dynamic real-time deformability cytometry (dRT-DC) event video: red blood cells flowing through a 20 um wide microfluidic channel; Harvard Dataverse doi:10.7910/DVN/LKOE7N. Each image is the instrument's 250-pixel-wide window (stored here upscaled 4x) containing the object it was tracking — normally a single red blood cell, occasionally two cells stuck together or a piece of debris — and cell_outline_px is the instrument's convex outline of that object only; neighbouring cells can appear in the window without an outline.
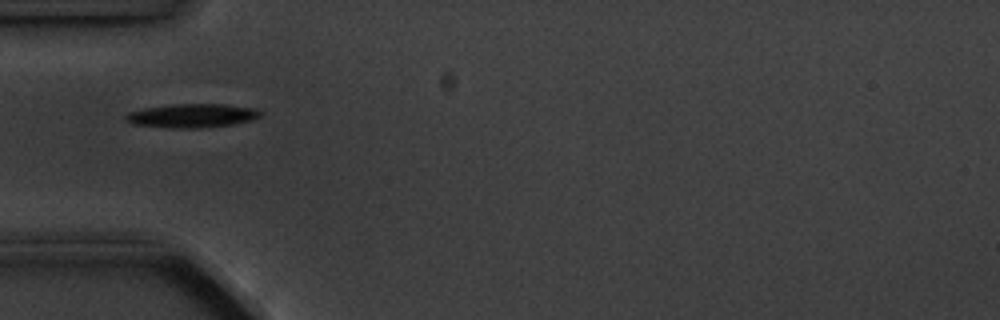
{"species": "common noctule bat (a hibernating species)", "species_latin": "Nyctalus noctula", "temperature_condition": "cold", "stored_images_in_passage": 3, "camera_frame_rate_fps": 3000, "um_per_image_px": 0.085, "animal": {"sex": "male", "body_mass_g": 20.1, "forearm_length_mm": 53.5}, "frame": {"image": 1, "passage_image": 1, "time_ms": 0.0, "image_size_px": [1000, 320], "cell_outline_px": [[264, 112], [260, 116], [252, 120], [232, 124], [196, 128], [172, 128], [132, 124], [124, 120], [124, 116], [128, 112], [144, 108], [168, 104], [224, 104], [256, 108]], "centroid_in_image_um": [16.31, 9.82], "position_along_channel_um": 68.7, "area_um2": 18.84}}